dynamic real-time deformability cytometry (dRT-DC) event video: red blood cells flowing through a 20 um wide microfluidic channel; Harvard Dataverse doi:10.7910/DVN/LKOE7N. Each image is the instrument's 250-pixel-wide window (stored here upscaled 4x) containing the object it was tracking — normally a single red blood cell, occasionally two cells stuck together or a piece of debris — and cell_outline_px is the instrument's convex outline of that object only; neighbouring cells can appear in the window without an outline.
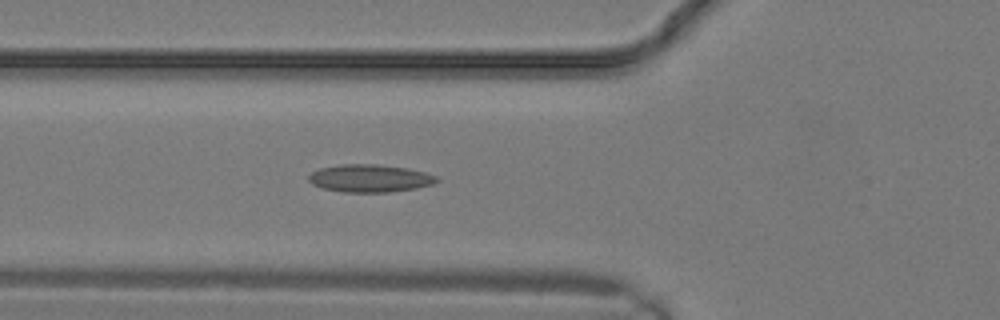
{"species": "common noctule bat (a hibernating species)", "species_latin": "Nyctalus noctula", "temperature_condition": "warm", "stored_images_in_passage": 2, "camera_frame_rate_fps": 3000, "um_per_image_px": 0.085, "animal": {"sex": "male", "body_mass_g": 19.2, "forearm_length_mm": 51.8}, "frame": {"image": 1, "passage_image": 2, "time_ms": 0.333, "image_size_px": [1000, 320], "cell_outline_px": [[440, 180], [432, 184], [416, 188], [388, 192], [344, 192], [324, 188], [312, 184], [308, 180], [308, 176], [312, 172], [320, 168], [340, 164], [376, 164], [408, 168], [424, 172], [436, 176]], "centroid_in_image_um": [31.43, 15.15], "position_along_channel_um": 94.4, "area_um2": 20.58}}